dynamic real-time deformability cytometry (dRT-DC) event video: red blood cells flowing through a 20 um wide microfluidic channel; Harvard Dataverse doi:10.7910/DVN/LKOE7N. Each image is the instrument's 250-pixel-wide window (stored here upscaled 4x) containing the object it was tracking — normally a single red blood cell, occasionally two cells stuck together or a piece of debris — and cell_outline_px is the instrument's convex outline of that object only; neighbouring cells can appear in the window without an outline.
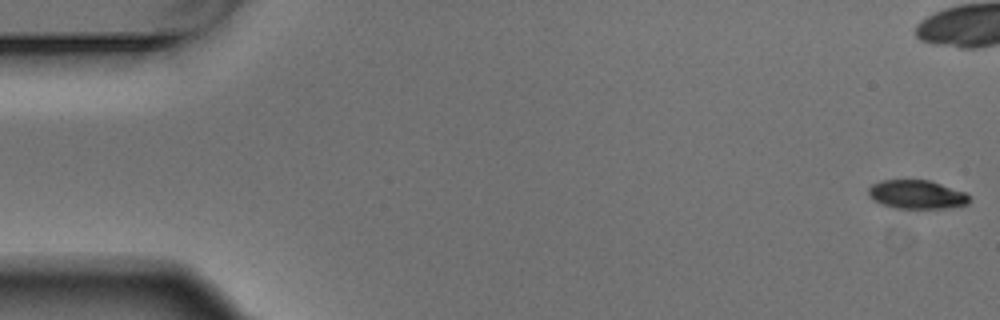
{"species": "Egyptian fruit bat (a non-hibernating species)", "species_latin": "Rousettus aegyptiacus", "temperature_condition": "warm", "stored_images_in_passage": 6, "camera_frame_rate_fps": 3000, "um_per_image_px": 0.085, "animal": {"sex": "male"}, "frame": {"image": 1, "passage_image": 1, "time_ms": 0.0, "image_size_px": [1000, 320], "cell_outline_px": [[972, 200], [968, 204], [944, 208], [896, 208], [880, 204], [872, 200], [868, 196], [868, 188], [872, 184], [884, 180], [928, 180], [964, 192]], "centroid_in_image_um": [77.88, 16.54], "position_along_channel_um": 7.1, "area_um2": 16.82}}